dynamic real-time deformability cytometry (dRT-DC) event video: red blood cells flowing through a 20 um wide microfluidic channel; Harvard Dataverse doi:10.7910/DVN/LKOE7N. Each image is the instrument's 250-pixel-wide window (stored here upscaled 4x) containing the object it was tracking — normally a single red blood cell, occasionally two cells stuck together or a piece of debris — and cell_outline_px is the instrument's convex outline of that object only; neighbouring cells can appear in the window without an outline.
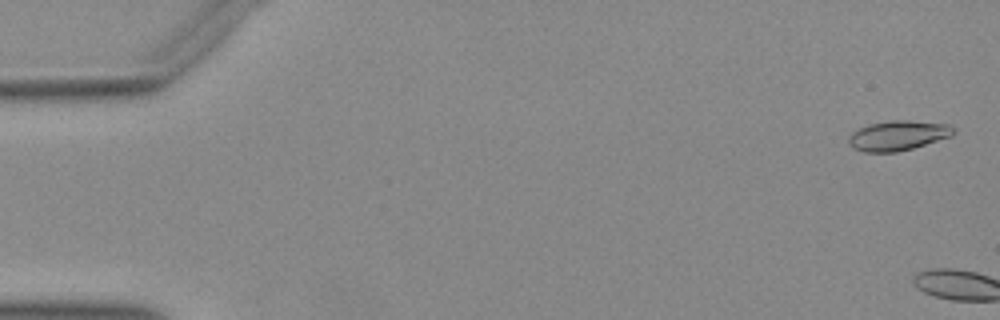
{"species": "Egyptian fruit bat (a non-hibernating species)", "species_latin": "Rousettus aegyptiacus", "temperature_condition": "warm", "stored_images_in_passage": 5, "camera_frame_rate_fps": 3000, "um_per_image_px": 0.085, "animal": {"sex": "female"}, "frame": {"image": 1, "passage_image": 2, "time_ms": 0.333, "image_size_px": [1000, 320], "cell_outline_px": [[956, 132], [952, 136], [912, 148], [896, 152], [864, 152], [852, 148], [848, 144], [848, 136], [852, 132], [868, 124], [892, 120], [908, 120], [948, 124]], "centroid_in_image_um": [76.29, 11.52], "position_along_channel_um": 8.7, "area_um2": 18.26}}